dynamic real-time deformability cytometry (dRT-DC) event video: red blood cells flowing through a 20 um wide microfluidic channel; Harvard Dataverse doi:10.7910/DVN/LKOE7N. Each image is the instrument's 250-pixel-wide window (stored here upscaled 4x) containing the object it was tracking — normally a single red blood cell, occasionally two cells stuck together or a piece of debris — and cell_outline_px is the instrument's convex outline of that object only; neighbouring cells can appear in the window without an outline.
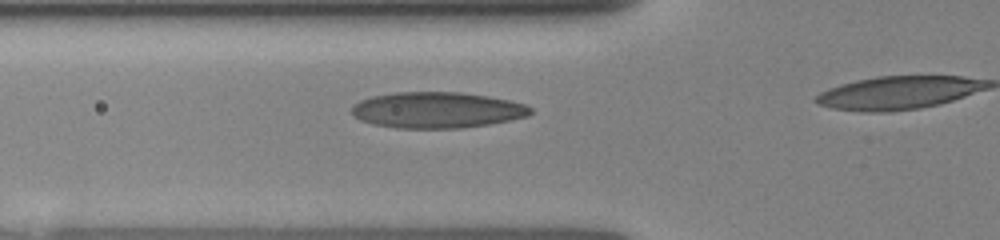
{"species": "human", "species_latin": "Homo sapiens", "temperature_condition": "room temperature", "stored_images_in_passage": 10, "camera_frame_rate_fps": 3000, "um_per_image_px": 0.085, "donor": {"sex": "female"}, "frame": {"image": 1, "passage_image": 6, "time_ms": 3.333, "image_size_px": [1000, 240], "cell_outline_px": [[532, 112], [528, 116], [488, 124], [460, 128], [396, 128], [372, 124], [360, 120], [352, 116], [352, 104], [360, 100], [372, 96], [396, 92], [460, 92], [488, 96], [508, 100], [524, 104], [532, 108]], "centroid_in_image_um": [37.1, 9.35], "position_along_channel_um": 88.7, "area_um2": 37.57}}
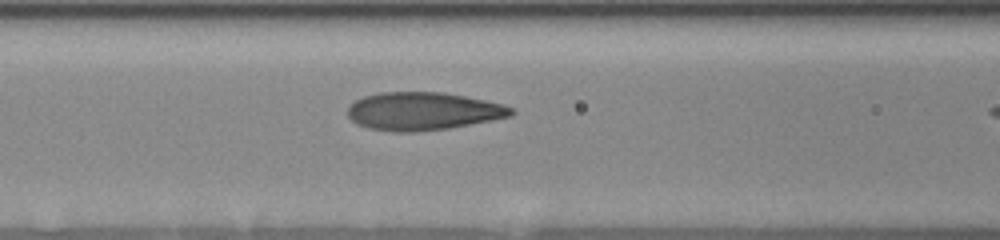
{"frame": {"image": 2, "passage_image": 9, "time_ms": 4.333, "image_size_px": [1000, 240], "cell_outline_px": [[516, 112], [512, 116], [448, 128], [412, 132], [392, 132], [368, 128], [356, 124], [348, 116], [348, 104], [364, 96], [380, 92], [444, 92], [504, 104], [512, 108]], "centroid_in_image_um": [35.93, 9.45], "position_along_channel_um": 130.7, "area_um2": 36.24}}